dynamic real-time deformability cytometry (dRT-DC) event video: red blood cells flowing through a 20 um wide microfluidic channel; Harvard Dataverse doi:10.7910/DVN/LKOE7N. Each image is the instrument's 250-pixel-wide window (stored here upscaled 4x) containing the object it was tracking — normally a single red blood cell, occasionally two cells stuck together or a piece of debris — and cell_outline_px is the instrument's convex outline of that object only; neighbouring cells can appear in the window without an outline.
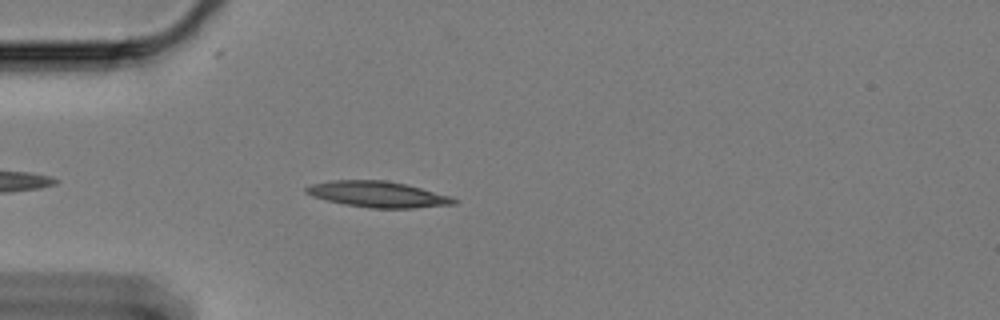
{"species": "Egyptian fruit bat (a non-hibernating species)", "species_latin": "Rousettus aegyptiacus", "temperature_condition": "cold", "stored_images_in_passage": 17, "camera_frame_rate_fps": 3000, "um_per_image_px": 0.085, "animal": {"sex": "female"}, "frame": {"image": 1, "passage_image": 5, "time_ms": 1.333, "image_size_px": [1000, 320], "cell_outline_px": [[460, 200], [456, 204], [412, 208], [372, 208], [344, 204], [312, 196], [304, 192], [304, 188], [312, 184], [332, 180], [384, 180], [404, 184], [452, 196]], "centroid_in_image_um": [32.13, 16.52], "position_along_channel_um": 52.9, "area_um2": 22.25}}
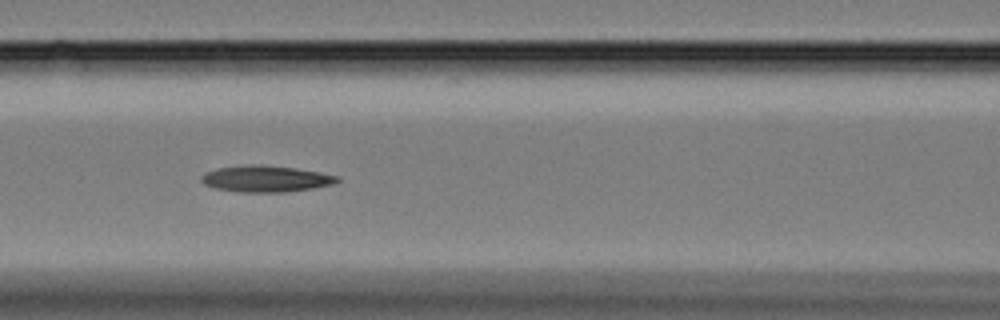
{"frame": {"image": 2, "passage_image": 14, "time_ms": 4.333, "image_size_px": [1000, 320], "cell_outline_px": [[340, 180], [332, 184], [312, 188], [284, 192], [240, 192], [216, 188], [204, 184], [200, 180], [200, 176], [208, 172], [220, 168], [256, 164], [292, 168], [320, 172], [340, 176]], "centroid_in_image_um": [22.61, 15.2], "position_along_channel_um": 144.0, "area_um2": 20.52}}
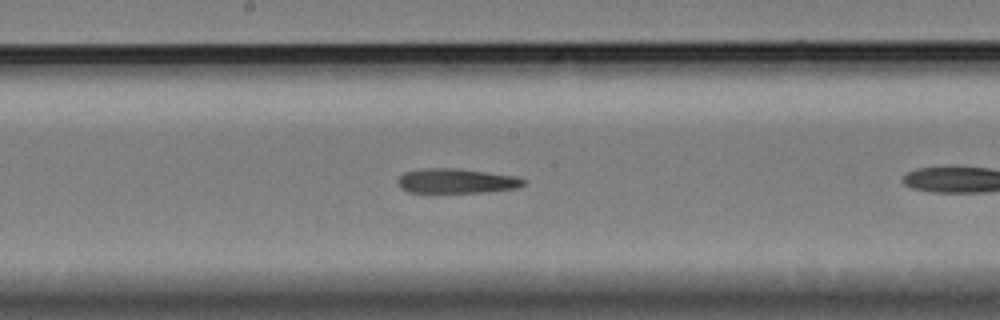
{"frame": {"image": 3, "passage_image": 16, "time_ms": 5.0, "image_size_px": [1000, 320], "cell_outline_px": [[528, 180], [524, 184], [516, 188], [488, 192], [408, 192], [400, 188], [396, 180], [404, 172], [424, 168], [456, 168], [516, 176]], "centroid_in_image_um": [38.79, 15.38], "position_along_channel_um": 209.4, "area_um2": 18.15}}